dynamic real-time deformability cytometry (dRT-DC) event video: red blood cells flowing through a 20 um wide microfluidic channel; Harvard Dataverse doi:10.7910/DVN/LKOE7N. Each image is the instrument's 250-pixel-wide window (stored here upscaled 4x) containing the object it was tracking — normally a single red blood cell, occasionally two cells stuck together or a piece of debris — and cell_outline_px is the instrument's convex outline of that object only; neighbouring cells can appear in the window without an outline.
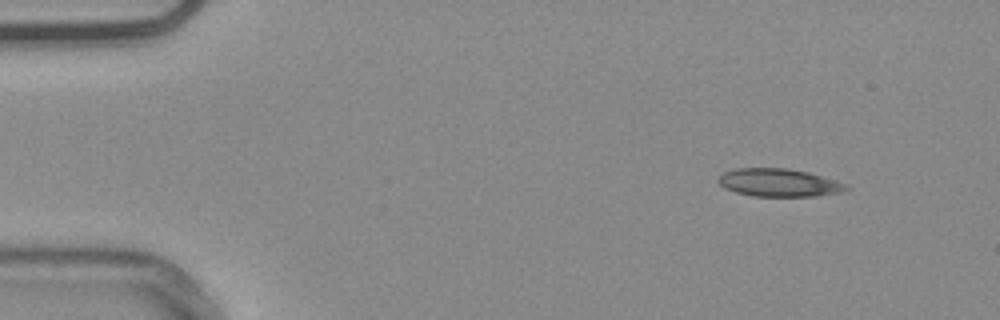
{"species": "common noctule bat (a hibernating species)", "species_latin": "Nyctalus noctula", "temperature_condition": "warm", "stored_images_in_passage": 49, "camera_frame_rate_fps": 3000, "um_per_image_px": 0.085, "animal": {"sex": "male", "body_mass_g": 20.4}, "frame": {"image": 1, "passage_image": 1, "time_ms": 0.0, "image_size_px": [1000, 320], "cell_outline_px": [[852, 188], [840, 192], [816, 196], [752, 196], [736, 192], [724, 188], [716, 180], [724, 172], [736, 168], [788, 168], [808, 172], [836, 180], [848, 184]], "centroid_in_image_um": [66.23, 15.52], "position_along_channel_um": 18.8, "area_um2": 20.92}}
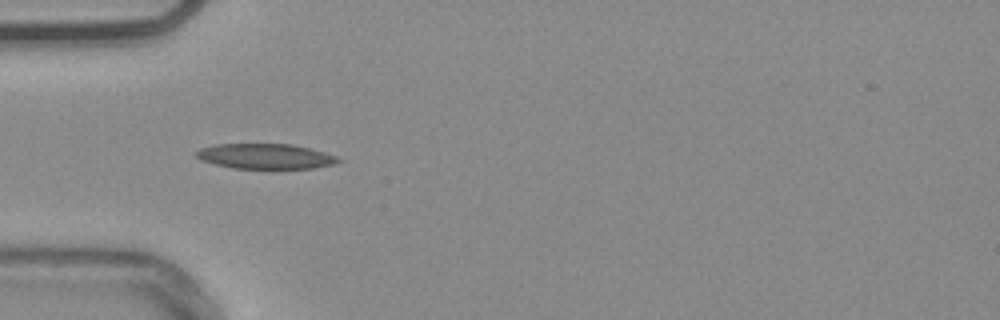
{"frame": {"image": 2, "passage_image": 12, "time_ms": 3.667, "image_size_px": [1000, 320], "cell_outline_px": [[344, 160], [336, 164], [312, 168], [232, 168], [200, 160], [196, 156], [196, 152], [200, 148], [216, 144], [292, 144], [324, 152], [336, 156]], "centroid_in_image_um": [22.58, 13.28], "position_along_channel_um": 62.4, "area_um2": 20.75}}
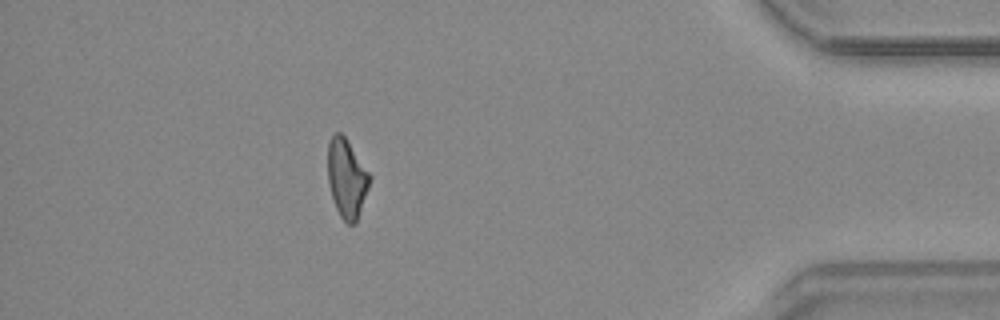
{"frame": {"image": 3, "passage_image": 43, "time_ms": 14.0, "image_size_px": [1000, 320], "cell_outline_px": [[372, 176], [356, 224], [348, 224], [340, 216], [336, 208], [332, 196], [328, 180], [328, 144], [332, 136], [336, 132], [340, 132], [344, 136]], "centroid_in_image_um": [29.48, 15.17], "position_along_channel_um": 405.7, "area_um2": 19.02}, "authors_computed_cell_mechanics": {"area_um2": 19.9988, "velocity_mm_per_s": 3.7816, "shape_relaxation_time_tau1_ms": null, "shape_relaxation_time_tau2_ms": 7.0245, "deformation_change_tau1": null, "deformation_change_tau2": 0.1857}}